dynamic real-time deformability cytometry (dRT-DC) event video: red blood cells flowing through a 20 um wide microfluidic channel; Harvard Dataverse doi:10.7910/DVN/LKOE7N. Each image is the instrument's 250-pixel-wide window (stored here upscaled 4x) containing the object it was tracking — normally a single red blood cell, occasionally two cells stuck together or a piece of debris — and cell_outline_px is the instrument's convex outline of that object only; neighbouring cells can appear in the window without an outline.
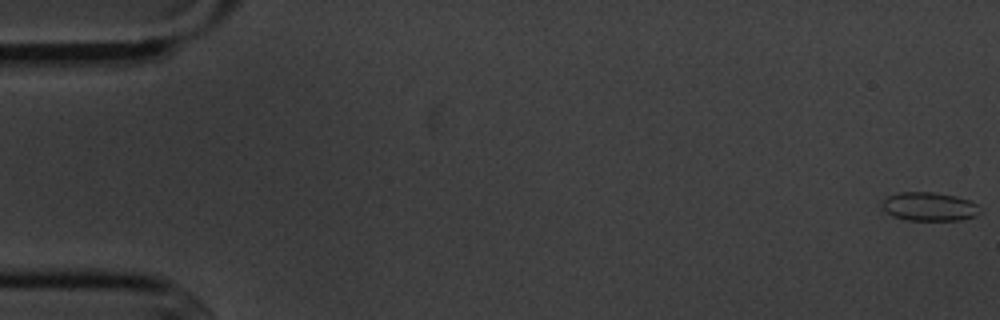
{"species": "common noctule bat (a hibernating species)", "species_latin": "Nyctalus noctula", "temperature_condition": "cold", "stored_images_in_passage": 5, "camera_frame_rate_fps": 3000, "um_per_image_px": 0.085, "animal": {"sex": "male", "body_mass_g": 20.1, "forearm_length_mm": 53.5}, "frame": {"image": 1, "passage_image": 1, "time_ms": 0.0, "image_size_px": [1000, 320], "cell_outline_px": [[980, 212], [976, 216], [960, 220], [908, 220], [892, 216], [880, 208], [880, 204], [888, 196], [900, 192], [932, 192], [956, 196], [968, 200], [976, 204]], "centroid_in_image_um": [78.94, 17.56], "position_along_channel_um": 6.1, "area_um2": 16.36}}